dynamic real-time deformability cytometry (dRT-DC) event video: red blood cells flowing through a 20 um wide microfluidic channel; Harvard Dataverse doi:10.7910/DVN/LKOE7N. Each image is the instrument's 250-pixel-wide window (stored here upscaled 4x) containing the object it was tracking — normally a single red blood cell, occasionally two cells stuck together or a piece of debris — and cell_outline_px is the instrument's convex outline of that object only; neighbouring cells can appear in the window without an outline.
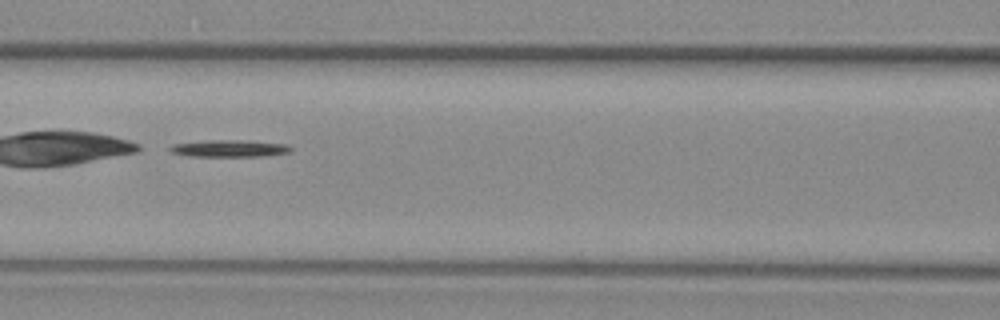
{"species": "common noctule bat (a hibernating species)", "species_latin": "Nyctalus noctula", "temperature_condition": "warm", "stored_images_in_passage": 54, "camera_frame_rate_fps": 3000, "um_per_image_px": 0.085, "animal": {"sex": "female", "body_mass_g": 29.2, "forearm_length_mm": 56.3}, "frame": {"image": 1, "passage_image": 24, "time_ms": 7.667, "image_size_px": [1000, 320], "cell_outline_px": [[292, 148], [288, 152], [260, 156], [192, 156], [172, 152], [168, 148], [176, 144], [212, 140], [236, 140], [284, 144]], "centroid_in_image_um": [19.48, 12.62], "position_along_channel_um": 147.1, "area_um2": 11.39}}
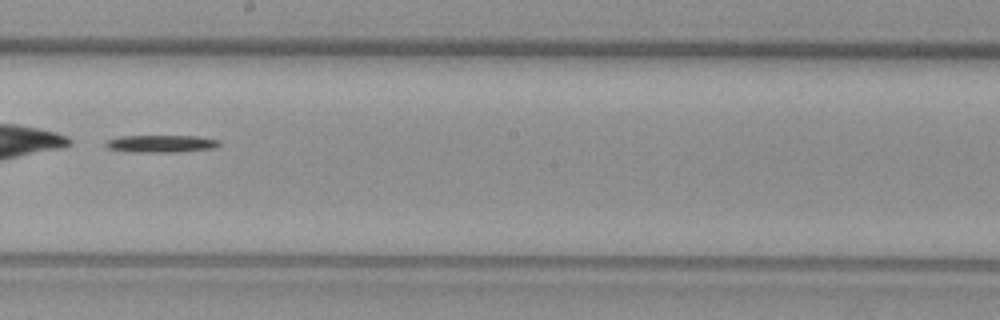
{"frame": {"image": 2, "passage_image": 31, "time_ms": 10.0, "image_size_px": [1000, 320], "cell_outline_px": [[220, 144], [216, 148], [172, 152], [140, 152], [108, 148], [104, 144], [108, 140], [124, 136], [196, 136], [220, 140]], "centroid_in_image_um": [13.76, 12.21], "position_along_channel_um": 234.4, "area_um2": 11.21}}